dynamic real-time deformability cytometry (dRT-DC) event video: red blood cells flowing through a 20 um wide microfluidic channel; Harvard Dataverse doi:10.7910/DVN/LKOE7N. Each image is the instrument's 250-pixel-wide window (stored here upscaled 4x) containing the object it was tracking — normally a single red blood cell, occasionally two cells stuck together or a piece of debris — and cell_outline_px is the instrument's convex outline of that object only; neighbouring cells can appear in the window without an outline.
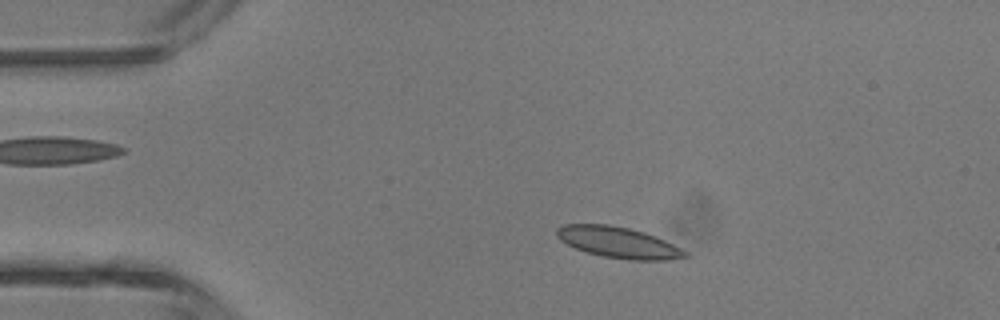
{"species": "common noctule bat (a hibernating species)", "species_latin": "Nyctalus noctula", "temperature_condition": "room temperature", "stored_images_in_passage": 3, "camera_frame_rate_fps": 3000, "um_per_image_px": 0.085, "animal": {"sex": "male", "body_mass_g": 13.3}, "frame": {"image": 1, "passage_image": 2, "time_ms": 1.333, "image_size_px": [1000, 320], "cell_outline_px": [[692, 256], [668, 260], [628, 260], [604, 256], [588, 252], [576, 248], [560, 240], [556, 236], [556, 228], [564, 224], [608, 224], [628, 228], [644, 232], [656, 236], [688, 252]], "centroid_in_image_um": [52.58, 20.61], "position_along_channel_um": 32.4, "area_um2": 23.18}}